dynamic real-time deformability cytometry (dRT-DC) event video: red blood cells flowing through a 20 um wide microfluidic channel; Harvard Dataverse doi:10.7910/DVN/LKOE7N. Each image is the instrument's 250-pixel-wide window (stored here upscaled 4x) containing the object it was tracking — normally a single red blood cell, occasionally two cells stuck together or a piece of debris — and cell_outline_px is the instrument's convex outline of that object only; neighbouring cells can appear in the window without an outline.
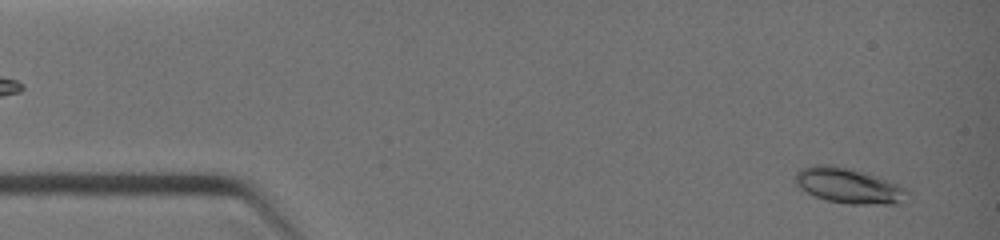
{"species": "common noctule bat (a hibernating species)", "species_latin": "Nyctalus noctula", "temperature_condition": "warm", "stored_images_in_passage": 18, "camera_frame_rate_fps": 3000, "um_per_image_px": 0.085, "animal": {"sex": "female", "body_mass_g": 19.0, "forearm_length_mm": 51.5}, "frame": {"image": 1, "passage_image": 1, "time_ms": 0.0, "image_size_px": [1000, 240], "cell_outline_px": [[908, 192], [900, 204], [848, 204], [828, 200], [816, 196], [800, 188], [796, 184], [796, 172], [800, 168], [816, 164], [832, 164], [876, 176], [896, 184], [904, 188]], "centroid_in_image_um": [72.09, 15.78], "position_along_channel_um": 12.9, "area_um2": 22.66}}
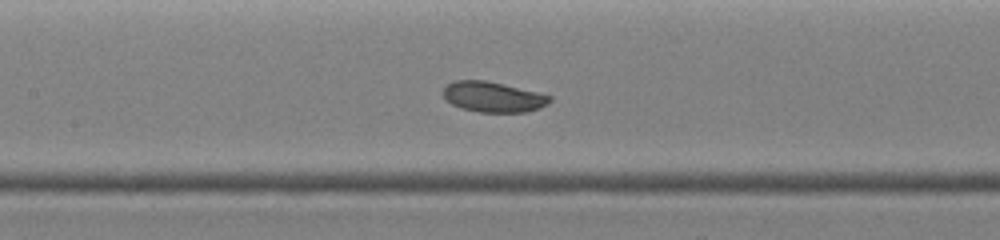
{"frame": {"image": 2, "passage_image": 14, "time_ms": 5.0, "image_size_px": [1000, 240], "cell_outline_px": [[552, 100], [548, 104], [540, 108], [524, 112], [480, 112], [460, 108], [452, 104], [440, 92], [448, 84], [456, 80], [484, 80], [536, 92], [552, 96]], "centroid_in_image_um": [41.9, 8.24], "position_along_channel_um": 165.5, "area_um2": 18.73}}
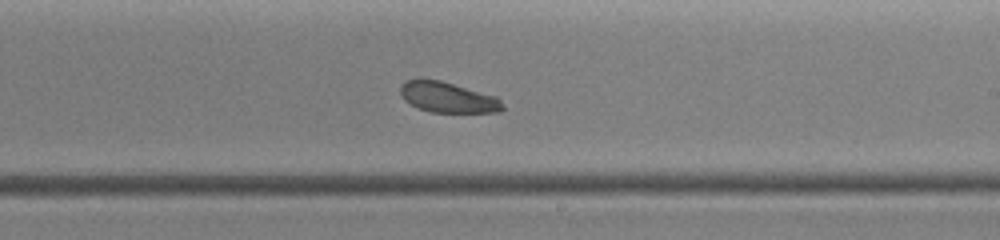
{"frame": {"image": 3, "passage_image": 18, "time_ms": 6.667, "image_size_px": [1000, 240], "cell_outline_px": [[504, 108], [500, 112], [432, 112], [416, 108], [404, 100], [400, 96], [400, 84], [404, 80], [420, 76], [440, 80], [496, 96], [500, 100]], "centroid_in_image_um": [37.97, 8.24], "position_along_channel_um": 251.0, "area_um2": 18.67}}